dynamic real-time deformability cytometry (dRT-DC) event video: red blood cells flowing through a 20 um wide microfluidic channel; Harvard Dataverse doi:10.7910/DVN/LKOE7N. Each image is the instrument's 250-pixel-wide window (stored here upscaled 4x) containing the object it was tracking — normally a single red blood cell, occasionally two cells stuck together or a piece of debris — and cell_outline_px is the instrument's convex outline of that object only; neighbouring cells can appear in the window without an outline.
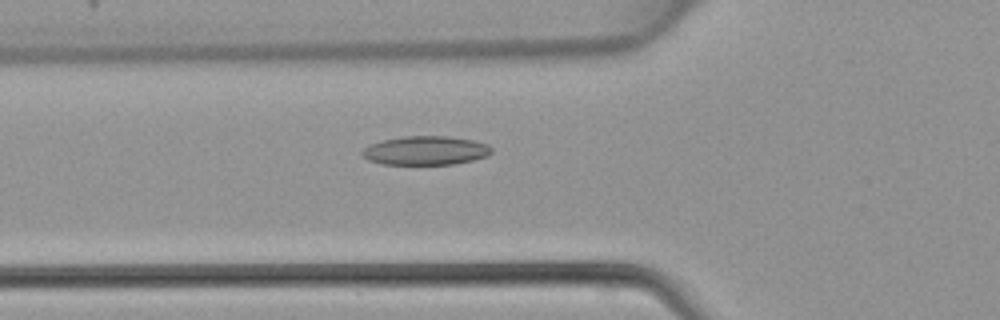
{"species": "common noctule bat (a hibernating species)", "species_latin": "Nyctalus noctula", "temperature_condition": "warm", "stored_images_in_passage": 46, "camera_frame_rate_fps": 3000, "um_per_image_px": 0.085, "animal": {"sex": "female", "body_mass_g": 22.7, "forearm_length_mm": 54.2}, "frame": {"image": 1, "passage_image": 17, "time_ms": 5.333, "image_size_px": [1000, 320], "cell_outline_px": [[492, 152], [488, 156], [456, 164], [380, 164], [368, 160], [360, 156], [360, 152], [368, 144], [384, 140], [404, 136], [448, 136], [472, 140], [488, 144], [492, 148]], "centroid_in_image_um": [36.15, 12.8], "position_along_channel_um": 89.7, "area_um2": 21.96}}
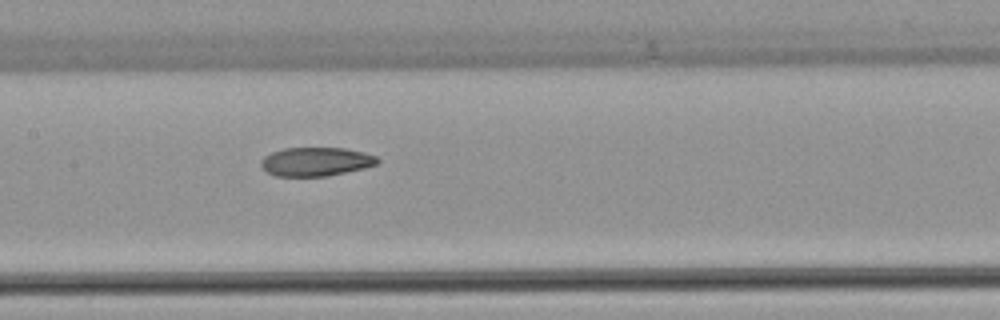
{"frame": {"image": 2, "passage_image": 23, "time_ms": 7.333, "image_size_px": [1000, 320], "cell_outline_px": [[380, 160], [376, 164], [364, 168], [328, 176], [276, 176], [268, 172], [260, 164], [260, 160], [264, 156], [272, 152], [284, 148], [344, 148], [364, 152], [376, 156]], "centroid_in_image_um": [26.85, 13.74], "position_along_channel_um": 180.5, "area_um2": 19.48}}
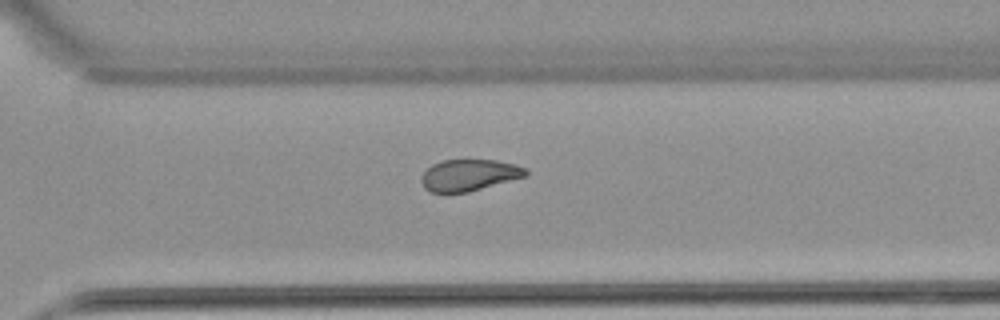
{"frame": {"image": 3, "passage_image": 33, "time_ms": 10.667, "image_size_px": [1000, 320], "cell_outline_px": [[528, 176], [468, 192], [428, 192], [424, 188], [420, 180], [420, 176], [432, 164], [444, 160], [496, 160], [516, 164], [528, 168]], "centroid_in_image_um": [39.9, 14.88], "position_along_channel_um": 330.7, "area_um2": 19.36}}